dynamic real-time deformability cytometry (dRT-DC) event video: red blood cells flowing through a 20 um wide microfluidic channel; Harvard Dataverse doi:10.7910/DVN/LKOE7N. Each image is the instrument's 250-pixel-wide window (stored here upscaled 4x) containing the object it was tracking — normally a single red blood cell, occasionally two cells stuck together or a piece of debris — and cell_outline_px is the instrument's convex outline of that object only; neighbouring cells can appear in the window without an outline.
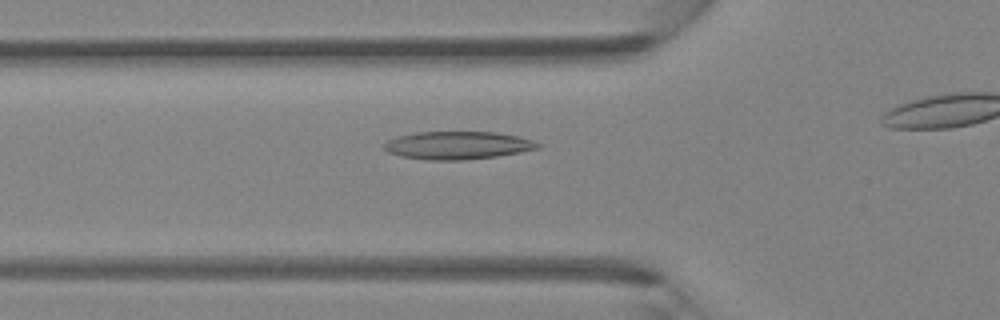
{"species": "Egyptian fruit bat (a non-hibernating species)", "species_latin": "Rousettus aegyptiacus", "temperature_condition": "room temperature", "stored_images_in_passage": 32, "camera_frame_rate_fps": 3000, "um_per_image_px": 0.085, "animal": {"sex": "female"}, "frame": {"image": 1, "passage_image": 11, "time_ms": 3.333, "image_size_px": [1000, 320], "cell_outline_px": [[544, 144], [540, 148], [520, 152], [496, 156], [460, 160], [424, 160], [400, 156], [388, 152], [384, 148], [384, 144], [388, 140], [396, 136], [416, 132], [496, 132], [516, 136], [532, 140]], "centroid_in_image_um": [38.89, 12.35], "position_along_channel_um": 86.9, "area_um2": 25.03}}
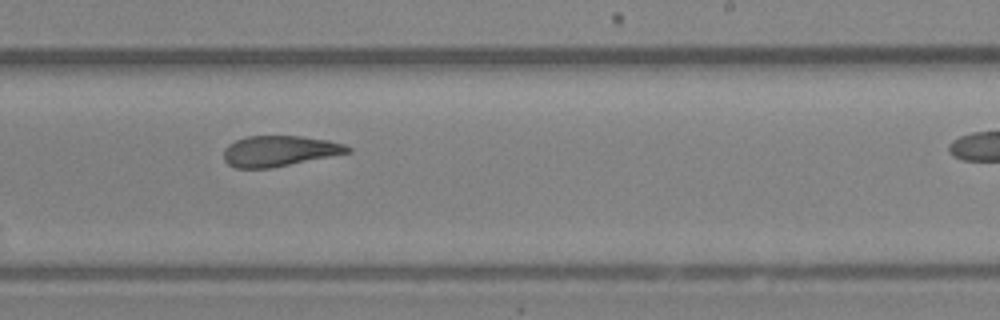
{"frame": {"image": 2, "passage_image": 23, "time_ms": 7.333, "image_size_px": [1000, 320], "cell_outline_px": [[352, 152], [272, 168], [236, 168], [228, 164], [224, 160], [224, 148], [228, 144], [236, 140], [248, 136], [300, 136], [328, 140], [344, 144], [352, 148]], "centroid_in_image_um": [23.75, 12.84], "position_along_channel_um": 265.2, "area_um2": 22.2}}
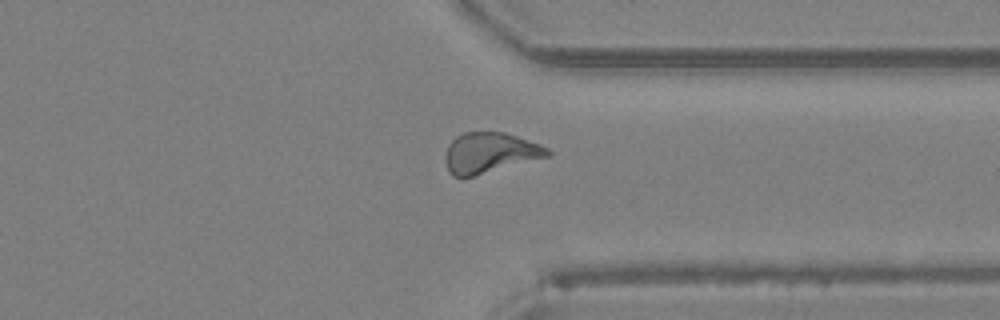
{"frame": {"image": 3, "passage_image": 30, "time_ms": 9.667, "image_size_px": [1000, 320], "cell_outline_px": [[552, 152], [548, 156], [472, 176], [452, 176], [448, 172], [444, 160], [444, 156], [448, 144], [456, 136], [464, 132], [504, 132], [540, 144], [548, 148]], "centroid_in_image_um": [41.59, 12.97], "position_along_channel_um": 369.8, "area_um2": 23.87}}